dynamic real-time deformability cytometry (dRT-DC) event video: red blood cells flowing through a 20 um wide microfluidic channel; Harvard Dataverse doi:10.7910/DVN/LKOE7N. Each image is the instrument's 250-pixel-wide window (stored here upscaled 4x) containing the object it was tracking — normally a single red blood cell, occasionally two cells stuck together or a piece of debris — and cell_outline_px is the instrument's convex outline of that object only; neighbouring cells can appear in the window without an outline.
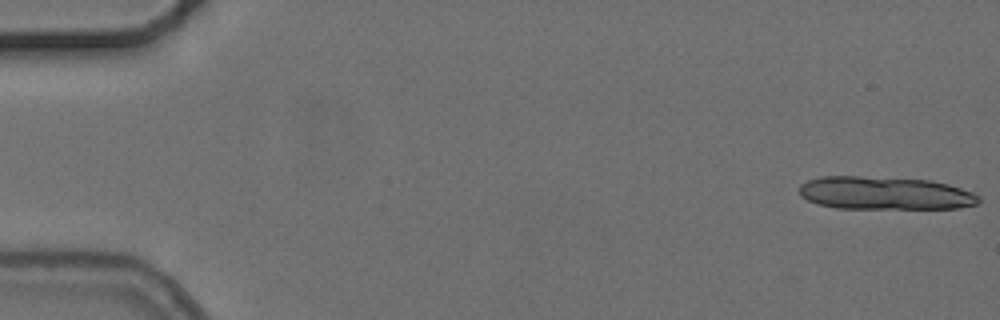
{"species": "common noctule bat (a hibernating species)", "species_latin": "Nyctalus noctula", "temperature_condition": "cold", "stored_images_in_passage": 5, "camera_frame_rate_fps": 3000, "um_per_image_px": 0.085, "animal": {"sex": "female", "body_mass_g": 24.6, "forearm_length_mm": 56.2}, "frame": {"image": 1, "passage_image": 1, "time_ms": 0.0, "image_size_px": [1000, 320], "cell_outline_px": [[980, 200], [976, 204], [960, 208], [836, 208], [816, 204], [800, 196], [800, 184], [808, 180], [820, 176], [860, 176], [932, 180], [948, 184], [972, 192], [980, 196]], "centroid_in_image_um": [75.19, 16.41], "position_along_channel_um": 9.8, "area_um2": 34.62}}